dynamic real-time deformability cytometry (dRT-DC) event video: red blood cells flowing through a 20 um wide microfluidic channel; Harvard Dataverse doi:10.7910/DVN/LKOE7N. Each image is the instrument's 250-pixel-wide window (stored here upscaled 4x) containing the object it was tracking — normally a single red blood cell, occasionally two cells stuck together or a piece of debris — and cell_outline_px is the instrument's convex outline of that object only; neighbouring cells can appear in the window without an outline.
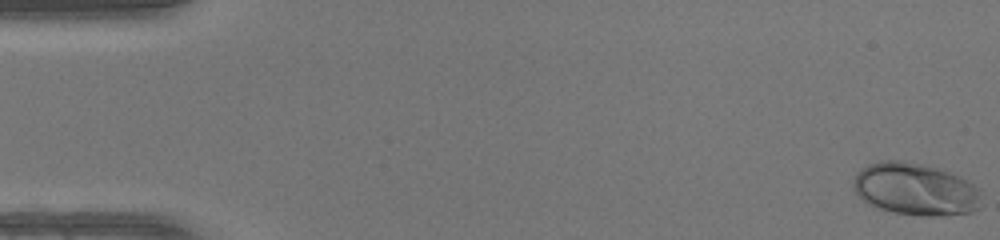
{"species": "human", "species_latin": "Homo sapiens", "temperature_condition": "warm", "stored_images_in_passage": 50, "camera_frame_rate_fps": 3000, "um_per_image_px": 0.085, "donor": {"sex": "female"}, "frame": {"image": 1, "passage_image": 1, "time_ms": 0.0, "image_size_px": [1000, 240], "cell_outline_px": [[980, 208], [972, 212], [944, 216], [924, 216], [892, 212], [872, 208], [856, 192], [852, 184], [852, 180], [856, 172], [868, 164], [880, 160], [904, 160], [944, 168], [968, 180], [980, 188]], "centroid_in_image_um": [77.82, 16.07], "position_along_channel_um": 7.2, "area_um2": 40.06}}
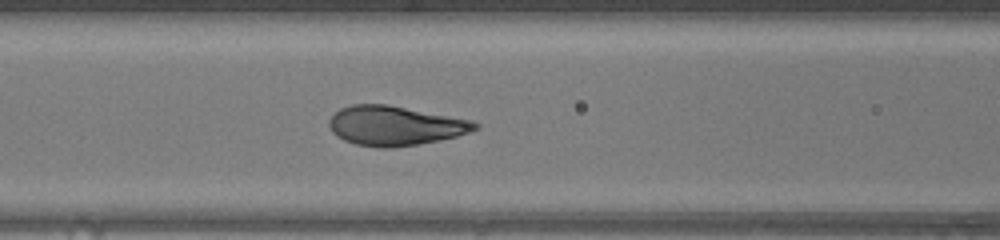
{"frame": {"image": 2, "passage_image": 21, "time_ms": 6.667, "image_size_px": [1000, 240], "cell_outline_px": [[480, 128], [456, 136], [416, 144], [392, 148], [380, 148], [356, 144], [344, 140], [336, 136], [332, 132], [328, 124], [328, 120], [340, 108], [352, 104], [388, 104], [472, 120], [480, 124]], "centroid_in_image_um": [33.55, 10.67], "position_along_channel_um": 133.0, "area_um2": 33.52}}
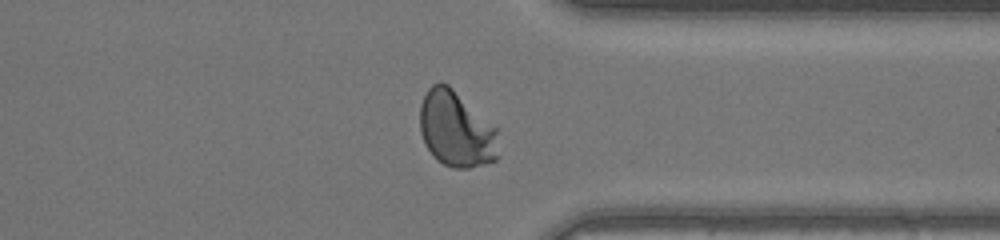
{"frame": {"image": 3, "passage_image": 38, "time_ms": 12.333, "image_size_px": [1000, 240], "cell_outline_px": [[500, 128], [496, 160], [468, 168], [452, 168], [436, 160], [432, 156], [424, 144], [420, 132], [420, 104], [428, 88], [432, 84], [440, 80], [448, 84]], "centroid_in_image_um": [38.79, 10.96], "position_along_channel_um": 372.6, "area_um2": 35.6}, "authors_computed_cell_mechanics": {"area_um2": 33.813, "velocity_mm_per_s": 4.2876, "shape_relaxation_time_tau1_ms": 3.5142, "shape_relaxation_time_tau2_ms": null, "deformation_change_tau1": 0.223, "deformation_change_tau2": null}}